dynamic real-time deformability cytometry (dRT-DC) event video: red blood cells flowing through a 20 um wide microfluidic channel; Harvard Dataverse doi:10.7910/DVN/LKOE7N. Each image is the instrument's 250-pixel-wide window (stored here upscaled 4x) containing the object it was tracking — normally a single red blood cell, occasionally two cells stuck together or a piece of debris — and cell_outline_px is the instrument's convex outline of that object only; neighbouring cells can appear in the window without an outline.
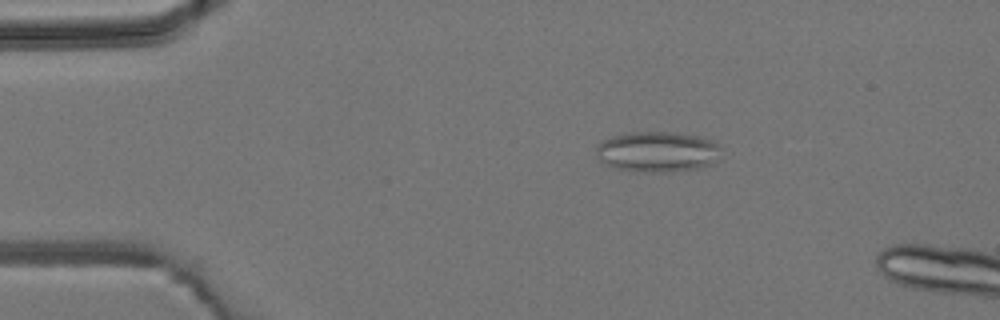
{"species": "common noctule bat (a hibernating species)", "species_latin": "Nyctalus noctula", "temperature_condition": "room temperature", "stored_images_in_passage": 6, "camera_frame_rate_fps": 3000, "um_per_image_px": 0.085, "animal": {"sex": "male", "body_mass_g": 19.2, "forearm_length_mm": 51.8}, "frame": {"image": 1, "passage_image": 6, "time_ms": 5.667, "image_size_px": [1000, 320], "cell_outline_px": [[720, 148], [716, 160], [708, 164], [696, 168], [668, 172], [644, 172], [616, 168], [604, 164], [596, 156], [596, 148], [604, 140], [612, 136], [628, 132], [676, 132], [696, 136], [712, 140]], "centroid_in_image_um": [55.83, 12.89], "position_along_channel_um": 29.2, "area_um2": 29.25}}